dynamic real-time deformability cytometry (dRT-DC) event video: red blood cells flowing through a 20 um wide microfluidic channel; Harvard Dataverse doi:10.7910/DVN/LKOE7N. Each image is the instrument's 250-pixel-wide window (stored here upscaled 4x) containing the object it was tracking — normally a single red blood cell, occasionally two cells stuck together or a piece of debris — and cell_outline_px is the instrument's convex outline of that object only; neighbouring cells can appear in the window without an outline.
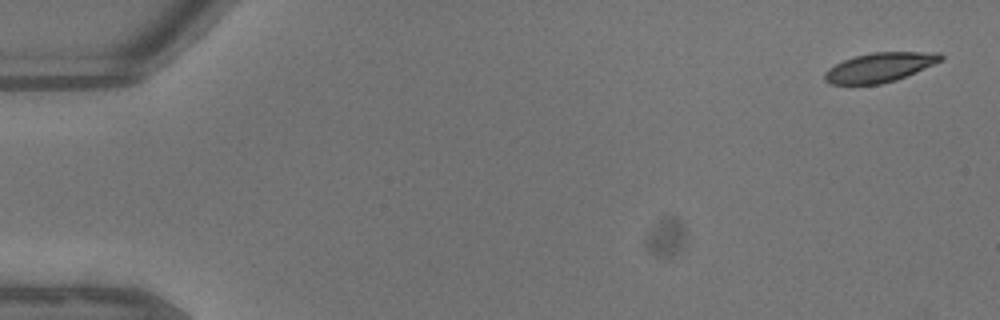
{"species": "common noctule bat (a hibernating species)", "species_latin": "Nyctalus noctula", "temperature_condition": "warm", "stored_images_in_passage": 44, "camera_frame_rate_fps": 3000, "um_per_image_px": 0.085, "animal": {"sex": "male", "body_mass_g": 13.3}, "frame": {"image": 1, "passage_image": 1, "time_ms": 0.0, "image_size_px": [1000, 320], "cell_outline_px": [[944, 60], [916, 72], [896, 80], [880, 84], [828, 84], [824, 80], [824, 72], [828, 68], [844, 60], [856, 56], [872, 52], [940, 52], [944, 56]], "centroid_in_image_um": [74.8, 5.72], "position_along_channel_um": 10.2, "area_um2": 19.94}}
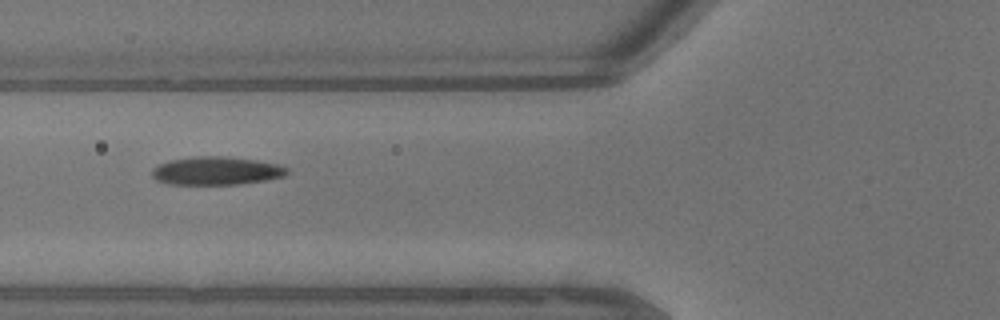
{"frame": {"image": 2, "passage_image": 17, "time_ms": 5.333, "image_size_px": [1000, 320], "cell_outline_px": [[288, 172], [284, 176], [264, 180], [236, 184], [168, 184], [156, 180], [152, 176], [152, 168], [160, 164], [172, 160], [196, 156], [228, 156], [256, 160], [276, 164], [288, 168]], "centroid_in_image_um": [18.37, 14.51], "position_along_channel_um": 107.4, "area_um2": 22.02}}
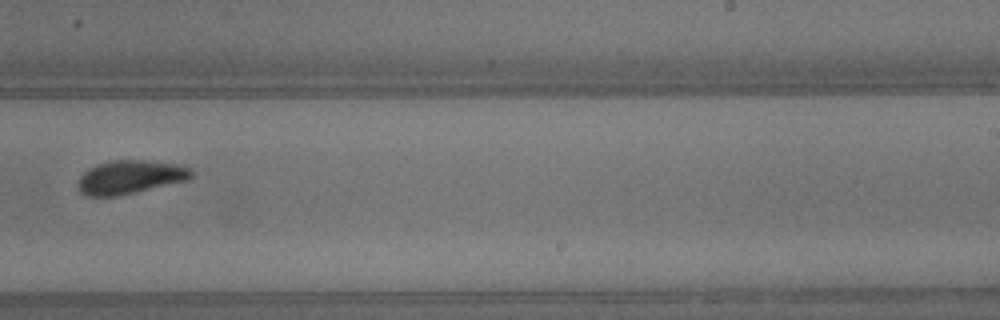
{"frame": {"image": 3, "passage_image": 28, "time_ms": 9.0, "image_size_px": [1000, 320], "cell_outline_px": [[196, 172], [188, 180], [136, 192], [116, 196], [88, 196], [80, 192], [80, 176], [88, 168], [96, 164], [112, 160], [144, 160], [184, 164], [192, 168]], "centroid_in_image_um": [11.15, 15.03], "position_along_channel_um": 277.9, "area_um2": 22.37}, "authors_computed_cell_mechanics": {"area_um2": 21.5016, "velocity_mm_per_s": 4.6589, "shape_relaxation_time_tau1_ms": 4.3265, "shape_relaxation_time_tau2_ms": 2.0566, "deformation_change_tau1": 0.1529, "deformation_change_tau2": 0.0617}}